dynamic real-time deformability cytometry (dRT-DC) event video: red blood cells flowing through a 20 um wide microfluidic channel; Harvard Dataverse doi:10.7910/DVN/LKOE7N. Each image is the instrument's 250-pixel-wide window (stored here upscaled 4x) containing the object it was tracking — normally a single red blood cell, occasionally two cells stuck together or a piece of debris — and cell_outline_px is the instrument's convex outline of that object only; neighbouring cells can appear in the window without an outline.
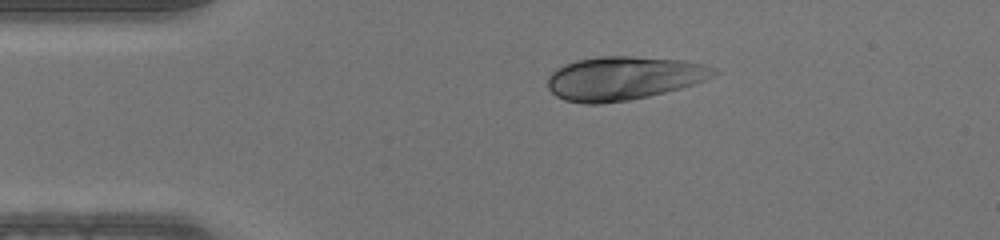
{"species": "human", "species_latin": "Homo sapiens", "temperature_condition": "warm", "stored_images_in_passage": 38, "camera_frame_rate_fps": 3000, "um_per_image_px": 0.085, "donor": {"sex": "male"}, "frame": {"image": 1, "passage_image": 1, "time_ms": 0.0, "image_size_px": [1000, 240], "cell_outline_px": [[720, 72], [708, 80], [680, 88], [648, 96], [628, 100], [600, 104], [584, 104], [564, 100], [556, 96], [548, 88], [548, 76], [556, 68], [564, 64], [576, 60], [600, 56], [628, 56], [684, 60], [704, 64], [716, 68]], "centroid_in_image_um": [53.02, 6.64], "position_along_channel_um": 32.0, "area_um2": 42.48}}
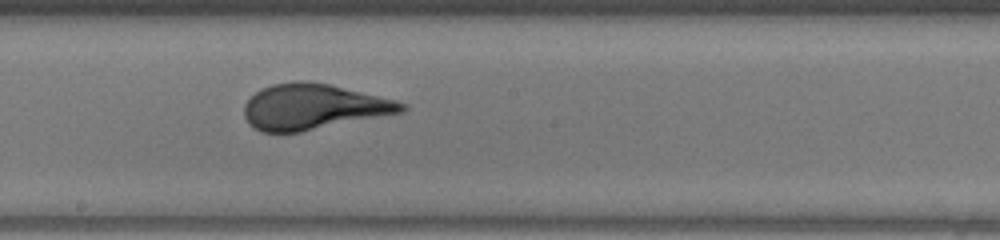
{"frame": {"image": 2, "passage_image": 17, "time_ms": 5.333, "image_size_px": [1000, 240], "cell_outline_px": [[408, 108], [404, 112], [300, 132], [260, 132], [252, 128], [248, 124], [244, 116], [244, 104], [260, 88], [272, 84], [296, 80], [304, 80], [328, 84], [396, 100], [408, 104]], "centroid_in_image_um": [26.62, 9.08], "position_along_channel_um": 221.6, "area_um2": 41.96}}
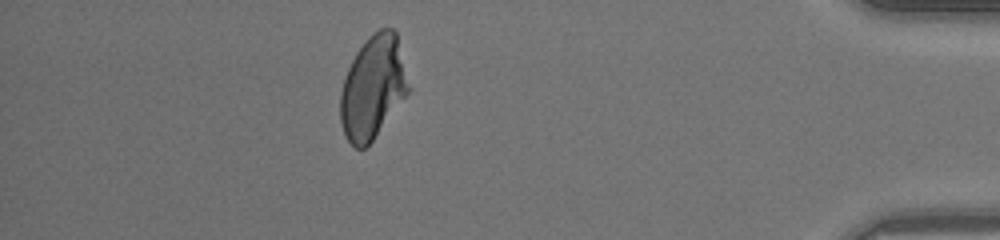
{"frame": {"image": 3, "passage_image": 33, "time_ms": 10.667, "image_size_px": [1000, 240], "cell_outline_px": [[412, 88], [372, 140], [364, 148], [356, 148], [348, 140], [344, 132], [340, 120], [340, 92], [344, 76], [356, 52], [368, 36], [372, 32], [380, 28], [392, 28], [396, 32]], "centroid_in_image_um": [31.71, 7.38], "position_along_channel_um": 403.5, "area_um2": 40.98}}